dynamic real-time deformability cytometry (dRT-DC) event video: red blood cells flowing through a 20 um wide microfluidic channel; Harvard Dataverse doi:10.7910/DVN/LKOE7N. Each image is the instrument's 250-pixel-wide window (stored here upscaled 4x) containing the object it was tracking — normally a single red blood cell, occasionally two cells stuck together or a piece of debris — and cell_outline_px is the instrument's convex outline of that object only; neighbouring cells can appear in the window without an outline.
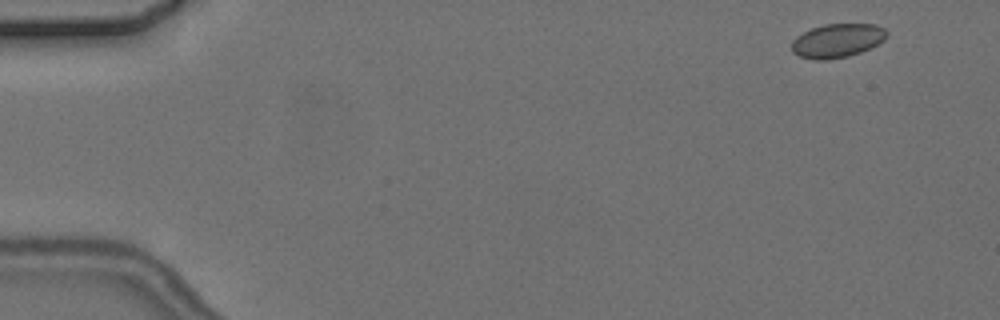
{"species": "common noctule bat (a hibernating species)", "species_latin": "Nyctalus noctula", "temperature_condition": "cold", "stored_images_in_passage": 4, "camera_frame_rate_fps": 3000, "um_per_image_px": 0.085, "animal": {"sex": "female", "body_mass_g": 24.6, "forearm_length_mm": 56.2}, "frame": {"image": 1, "passage_image": 1, "time_ms": 0.0, "image_size_px": [1000, 320], "cell_outline_px": [[888, 36], [884, 40], [860, 52], [848, 56], [824, 60], [812, 60], [800, 56], [792, 52], [792, 40], [796, 36], [812, 28], [824, 24], [876, 24], [884, 28], [888, 32]], "centroid_in_image_um": [71.16, 3.45], "position_along_channel_um": 13.8, "area_um2": 18.73}}